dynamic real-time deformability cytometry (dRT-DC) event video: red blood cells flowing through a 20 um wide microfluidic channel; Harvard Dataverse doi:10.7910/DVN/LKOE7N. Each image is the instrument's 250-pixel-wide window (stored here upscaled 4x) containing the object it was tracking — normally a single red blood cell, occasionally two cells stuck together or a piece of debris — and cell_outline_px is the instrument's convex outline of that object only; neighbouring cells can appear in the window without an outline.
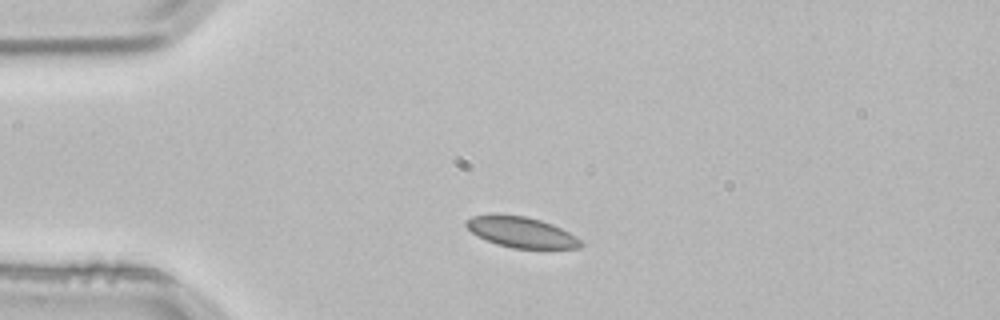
{"species": "common noctule bat (a hibernating species)", "species_latin": "Nyctalus noctula", "temperature_condition": "room temperature", "stored_images_in_passage": 2, "camera_frame_rate_fps": 3000, "um_per_image_px": 0.085, "animal": {"sex": "male", "body_mass_g": 21.5, "forearm_length_mm": 52.0}, "frame": {"image": 1, "passage_image": 1, "time_ms": 0.0, "image_size_px": [1000, 320], "cell_outline_px": [[584, 244], [580, 248], [512, 248], [496, 244], [476, 236], [464, 224], [464, 220], [472, 216], [492, 212], [524, 216], [540, 220], [552, 224], [576, 236]], "centroid_in_image_um": [44.23, 19.71], "position_along_channel_um": 40.8, "area_um2": 20.81}}
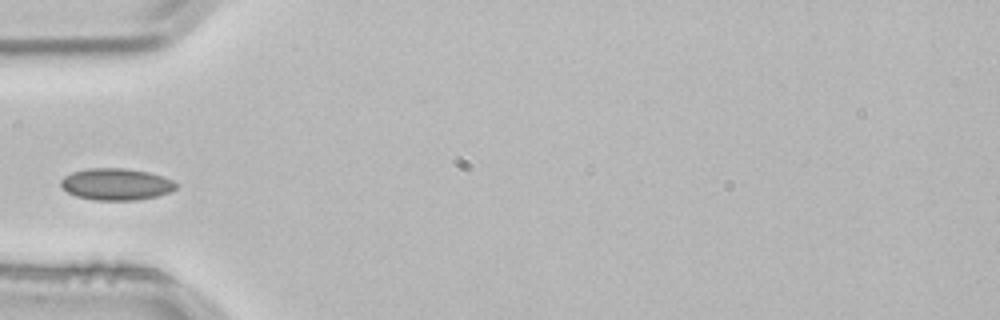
{"frame": {"image": 2, "passage_image": 2, "time_ms": 0.333, "image_size_px": [1000, 320], "cell_outline_px": [[176, 188], [172, 192], [156, 196], [136, 200], [96, 200], [76, 196], [68, 192], [60, 184], [60, 180], [64, 176], [72, 172], [88, 168], [124, 168], [148, 172], [164, 176], [172, 180], [176, 184]], "centroid_in_image_um": [9.88, 15.65], "position_along_channel_um": 75.1, "area_um2": 21.33}}